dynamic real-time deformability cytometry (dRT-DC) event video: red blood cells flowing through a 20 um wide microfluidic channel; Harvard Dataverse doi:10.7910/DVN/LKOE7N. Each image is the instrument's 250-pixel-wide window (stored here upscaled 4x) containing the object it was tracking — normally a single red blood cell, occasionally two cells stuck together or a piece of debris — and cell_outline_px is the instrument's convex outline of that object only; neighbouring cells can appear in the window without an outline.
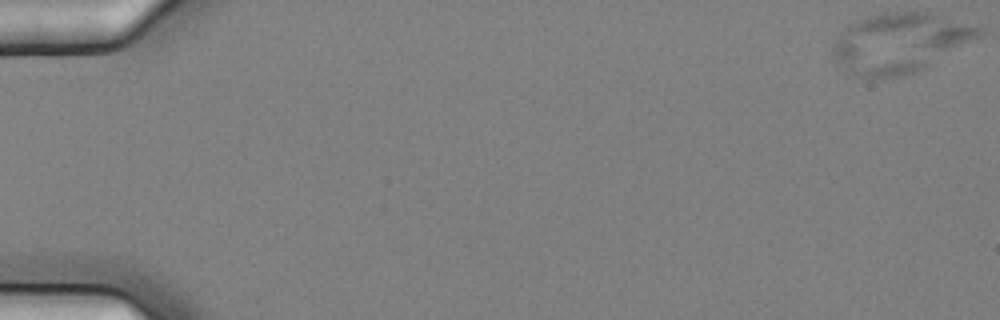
{"species": "common noctule bat (a hibernating species)", "species_latin": "Nyctalus noctula", "temperature_condition": "cold", "stored_images_in_passage": 5, "camera_frame_rate_fps": 3000, "um_per_image_px": 0.085, "animal": {"sex": "female", "body_mass_g": 25.1}, "frame": {"image": 1, "passage_image": 1, "time_ms": 0.0, "image_size_px": [1000, 320], "cell_outline_px": [[984, 32], [980, 36], [924, 68], [916, 72], [900, 76], [872, 80], [868, 80], [848, 76], [832, 60], [832, 44], [836, 36], [848, 24], [856, 20], [880, 12], [928, 12], [980, 24], [984, 28]], "centroid_in_image_um": [76.41, 3.67], "position_along_channel_um": 8.6, "area_um2": 52.37}}